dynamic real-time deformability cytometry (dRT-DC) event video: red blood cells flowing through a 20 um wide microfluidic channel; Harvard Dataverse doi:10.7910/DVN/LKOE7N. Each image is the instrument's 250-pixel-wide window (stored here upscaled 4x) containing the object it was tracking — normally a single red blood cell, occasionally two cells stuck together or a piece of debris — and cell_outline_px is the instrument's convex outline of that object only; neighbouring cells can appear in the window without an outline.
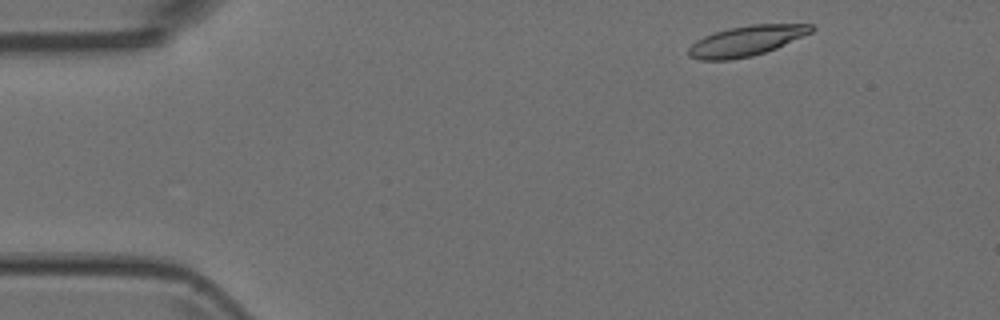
{"species": "Egyptian fruit bat (a non-hibernating species)", "species_latin": "Rousettus aegyptiacus", "temperature_condition": "room temperature", "stored_images_in_passage": 4, "camera_frame_rate_fps": 3000, "um_per_image_px": 0.085, "animal": {"sex": "female"}, "frame": {"image": 1, "passage_image": 1, "time_ms": 0.0, "image_size_px": [1000, 320], "cell_outline_px": [[816, 28], [812, 32], [776, 48], [752, 56], [728, 60], [700, 60], [688, 56], [688, 48], [696, 40], [704, 36], [728, 28], [752, 24], [812, 24]], "centroid_in_image_um": [63.43, 3.47], "position_along_channel_um": 21.6, "area_um2": 21.56}}
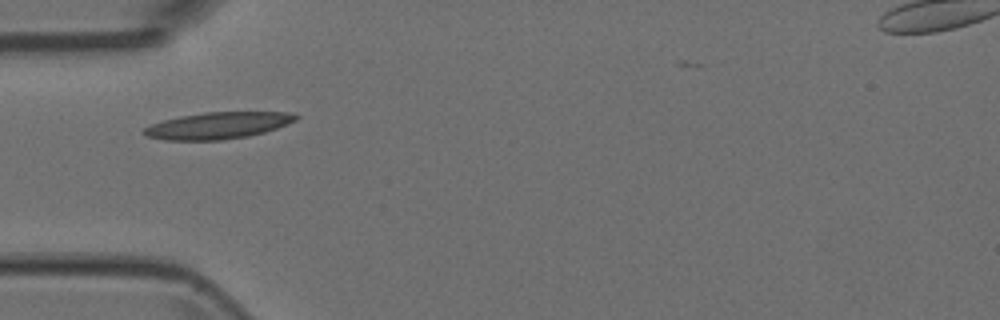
{"frame": {"image": 2, "passage_image": 4, "time_ms": 1.0, "image_size_px": [1000, 320], "cell_outline_px": [[300, 116], [296, 120], [288, 124], [264, 132], [248, 136], [220, 140], [164, 140], [144, 136], [140, 132], [144, 128], [152, 124], [164, 120], [180, 116], [204, 112], [288, 112]], "centroid_in_image_um": [18.49, 10.67], "position_along_channel_um": 66.5, "area_um2": 23.64}}